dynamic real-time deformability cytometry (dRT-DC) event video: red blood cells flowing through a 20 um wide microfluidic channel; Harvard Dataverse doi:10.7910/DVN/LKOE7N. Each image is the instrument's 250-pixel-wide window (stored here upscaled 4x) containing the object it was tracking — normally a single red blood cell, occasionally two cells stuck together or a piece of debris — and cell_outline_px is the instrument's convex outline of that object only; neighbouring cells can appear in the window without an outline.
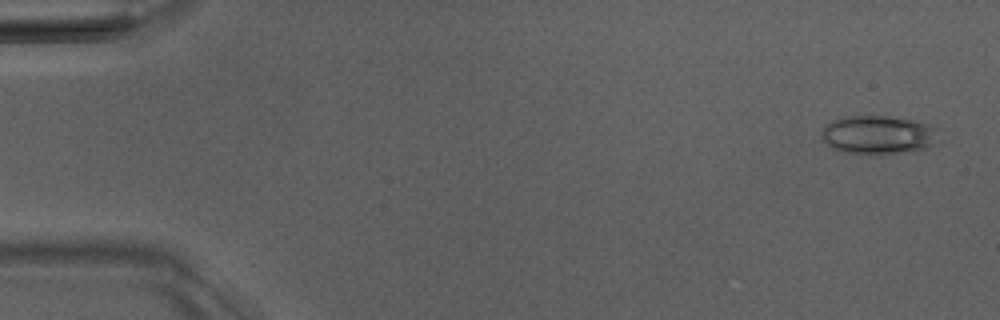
{"species": "Egyptian fruit bat (a non-hibernating species)", "species_latin": "Rousettus aegyptiacus", "temperature_condition": "room temperature", "stored_images_in_passage": 7, "camera_frame_rate_fps": 3000, "um_per_image_px": 0.085, "animal": {"sex": "male"}, "frame": {"image": 1, "passage_image": 1, "time_ms": 0.0, "image_size_px": [1000, 320], "cell_outline_px": [[940, 144], [928, 148], [876, 156], [840, 152], [832, 148], [820, 136], [824, 128], [832, 120], [844, 116], [888, 116], [912, 120], [928, 124], [936, 128], [940, 140]], "centroid_in_image_um": [74.69, 11.49], "position_along_channel_um": 10.3, "area_um2": 26.99}}